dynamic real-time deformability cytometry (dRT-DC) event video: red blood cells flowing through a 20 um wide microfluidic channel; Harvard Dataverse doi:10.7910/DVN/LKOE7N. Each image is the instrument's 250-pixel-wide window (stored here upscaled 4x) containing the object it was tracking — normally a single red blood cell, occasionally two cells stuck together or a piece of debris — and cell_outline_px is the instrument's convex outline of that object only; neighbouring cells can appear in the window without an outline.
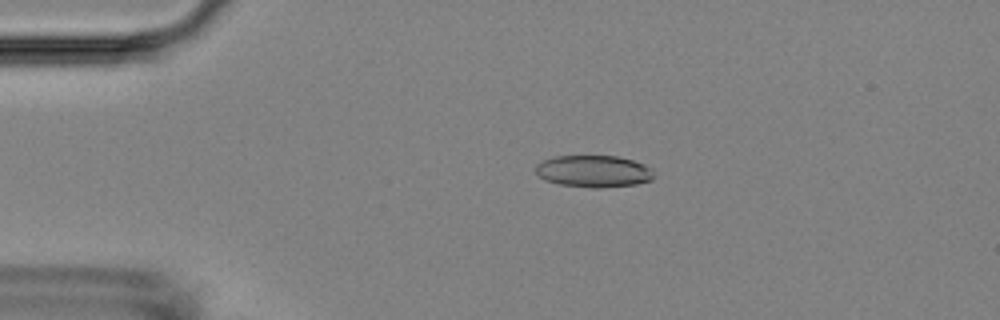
{"species": "Egyptian fruit bat (a non-hibernating species)", "species_latin": "Rousettus aegyptiacus", "temperature_condition": "room temperature", "stored_images_in_passage": 53, "camera_frame_rate_fps": 3000, "um_per_image_px": 0.085, "animal": {"sex": "female"}, "frame": {"image": 1, "passage_image": 10, "time_ms": 3.0, "image_size_px": [1000, 320], "cell_outline_px": [[656, 176], [652, 180], [636, 184], [604, 188], [592, 188], [560, 184], [544, 180], [536, 172], [536, 164], [552, 156], [616, 156], [632, 160], [644, 164], [652, 168]], "centroid_in_image_um": [50.49, 14.56], "position_along_channel_um": 34.5, "area_um2": 22.2}}
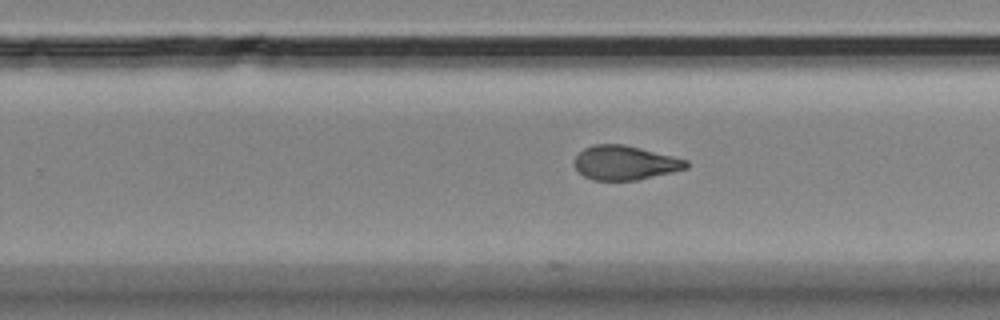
{"frame": {"image": 2, "passage_image": 33, "time_ms": 10.667, "image_size_px": [1000, 320], "cell_outline_px": [[688, 168], [672, 172], [636, 180], [592, 180], [584, 176], [572, 164], [572, 160], [584, 148], [596, 144], [624, 144], [688, 160]], "centroid_in_image_um": [53.09, 13.83], "position_along_channel_um": 276.7, "area_um2": 22.25}}
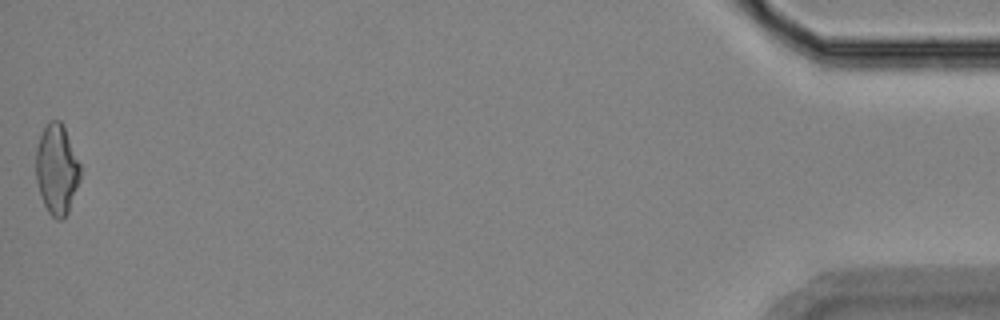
{"frame": {"image": 3, "passage_image": 53, "time_ms": 17.333, "image_size_px": [1000, 320], "cell_outline_px": [[80, 180], [68, 212], [64, 220], [56, 220], [48, 212], [44, 204], [36, 180], [36, 148], [40, 136], [48, 120], [60, 120], [64, 128], [80, 164]], "centroid_in_image_um": [4.82, 14.42], "position_along_channel_um": 430.4, "area_um2": 23.18}, "authors_computed_cell_mechanics": {"area_um2": 22.7154, "velocity_mm_per_s": 3.6713, "shape_relaxation_time_tau1_ms": null, "shape_relaxation_time_tau2_ms": 1.8884, "deformation_change_tau1": null, "deformation_change_tau2": 0.0832}}